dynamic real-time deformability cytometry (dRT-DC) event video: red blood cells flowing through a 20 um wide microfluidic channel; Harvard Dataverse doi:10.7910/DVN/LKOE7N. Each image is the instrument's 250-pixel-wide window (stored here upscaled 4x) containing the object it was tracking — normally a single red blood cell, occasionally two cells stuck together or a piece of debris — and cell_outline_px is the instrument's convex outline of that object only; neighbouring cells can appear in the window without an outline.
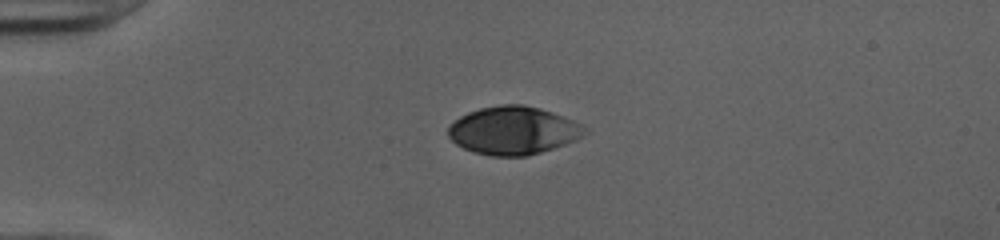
{"species": "human", "species_latin": "Homo sapiens", "temperature_condition": "cold", "stored_images_in_passage": 39, "camera_frame_rate_fps": 3000, "um_per_image_px": 0.085, "donor": {"sex": "female"}, "frame": {"image": 1, "passage_image": 1, "time_ms": 0.0, "image_size_px": [1000, 240], "cell_outline_px": [[588, 132], [576, 140], [528, 156], [492, 156], [476, 152], [464, 148], [456, 144], [448, 136], [448, 128], [460, 116], [468, 112], [480, 108], [500, 104], [524, 104], [540, 108], [552, 112], [572, 120], [580, 124]], "centroid_in_image_um": [43.62, 11.08], "position_along_channel_um": 41.4, "area_um2": 37.97}}
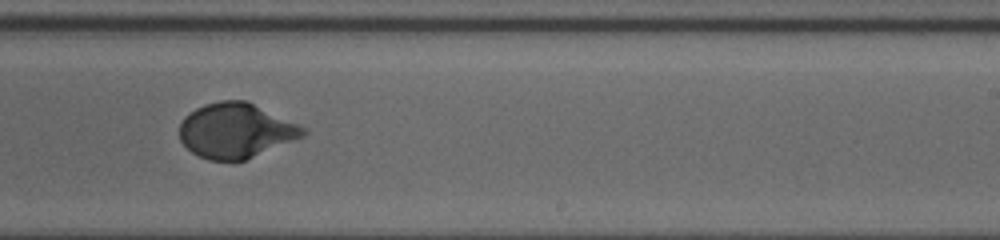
{"frame": {"image": 2, "passage_image": 21, "time_ms": 6.667, "image_size_px": [1000, 240], "cell_outline_px": [[308, 132], [304, 136], [244, 160], [208, 160], [192, 152], [180, 140], [180, 124], [184, 116], [196, 108], [204, 104], [220, 100], [248, 100], [304, 128]], "centroid_in_image_um": [20.02, 11.08], "position_along_channel_um": 269.0, "area_um2": 39.13}}
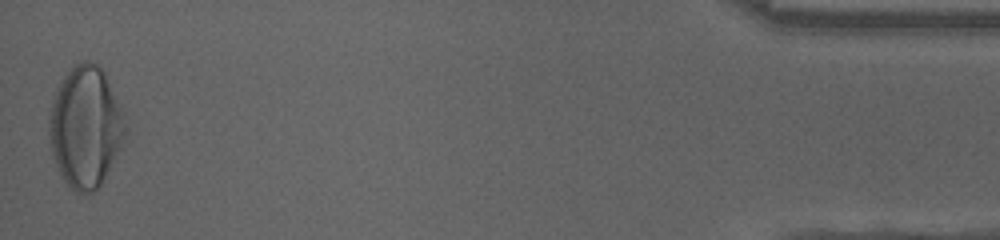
{"frame": {"image": 3, "passage_image": 39, "time_ms": 12.667, "image_size_px": [1000, 240], "cell_outline_px": [[128, 128], [104, 180], [92, 192], [76, 192], [68, 188], [56, 164], [52, 152], [48, 132], [48, 120], [52, 100], [56, 88], [64, 76], [76, 64], [84, 60], [88, 60], [96, 64], [104, 72], [124, 112]], "centroid_in_image_um": [7.26, 10.77], "position_along_channel_um": 427.9, "area_um2": 53.64}, "authors_computed_cell_mechanics": {"area_um2": 39.2462, "velocity_mm_per_s": 3.9914, "shape_relaxation_time_tau1_ms": 3.8181, "shape_relaxation_time_tau2_ms": null, "deformation_change_tau1": 0.1852, "deformation_change_tau2": null}}